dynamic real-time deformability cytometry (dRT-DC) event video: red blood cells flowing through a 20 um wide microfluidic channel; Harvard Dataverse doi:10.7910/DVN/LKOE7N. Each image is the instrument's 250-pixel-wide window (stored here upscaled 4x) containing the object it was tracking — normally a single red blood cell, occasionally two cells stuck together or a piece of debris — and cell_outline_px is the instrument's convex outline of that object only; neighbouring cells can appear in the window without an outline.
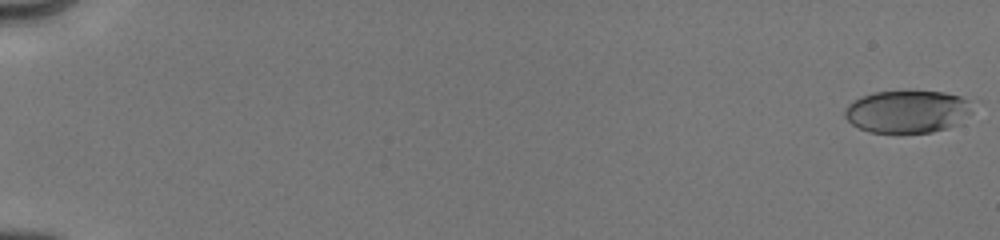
{"species": "human", "species_latin": "Homo sapiens", "temperature_condition": "cold", "stored_images_in_passage": 80, "camera_frame_rate_fps": 3000, "um_per_image_px": 0.085, "donor": {"sex": "male"}, "frame": {"image": 1, "passage_image": 1, "time_ms": 0.0, "image_size_px": [1000, 240], "cell_outline_px": [[972, 112], [960, 124], [948, 128], [932, 132], [900, 136], [868, 132], [852, 124], [844, 116], [844, 112], [848, 104], [852, 100], [860, 96], [876, 92], [912, 88], [944, 92], [960, 96], [968, 100], [972, 104]], "centroid_in_image_um": [77.13, 9.49], "position_along_channel_um": 7.9, "area_um2": 33.58}}
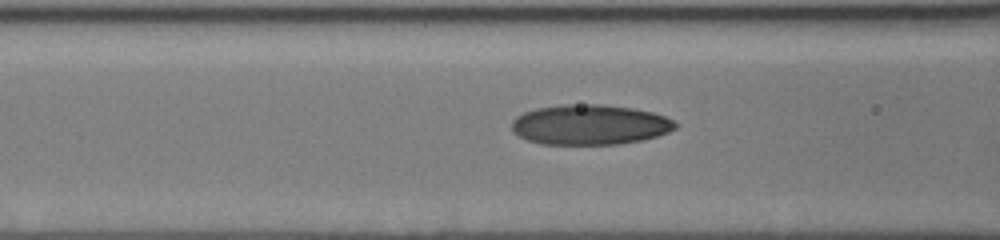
{"frame": {"image": 2, "passage_image": 43, "time_ms": 7.667, "image_size_px": [1000, 240], "cell_outline_px": [[680, 124], [676, 128], [668, 132], [644, 140], [620, 144], [540, 144], [528, 140], [512, 132], [512, 120], [516, 116], [524, 112], [536, 108], [564, 104], [600, 104], [632, 108], [652, 112], [664, 116]], "centroid_in_image_um": [50.13, 10.6], "position_along_channel_um": 116.5, "area_um2": 38.44}}
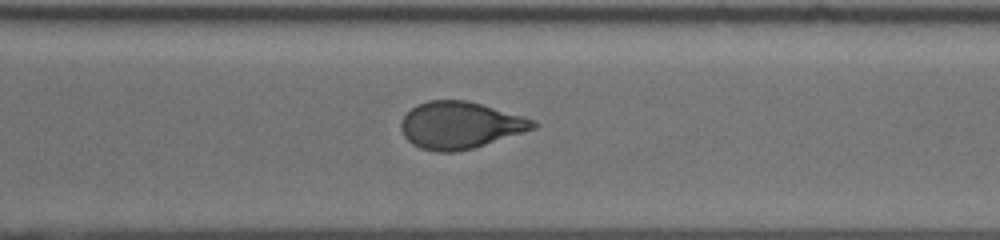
{"frame": {"image": 3, "passage_image": 79, "time_ms": 13.0, "image_size_px": [1000, 240], "cell_outline_px": [[540, 124], [536, 128], [472, 148], [456, 152], [436, 152], [420, 148], [412, 144], [404, 136], [400, 128], [400, 120], [416, 104], [428, 100], [468, 100], [524, 116]], "centroid_in_image_um": [39.08, 10.63], "position_along_channel_um": 331.5, "area_um2": 36.18}}